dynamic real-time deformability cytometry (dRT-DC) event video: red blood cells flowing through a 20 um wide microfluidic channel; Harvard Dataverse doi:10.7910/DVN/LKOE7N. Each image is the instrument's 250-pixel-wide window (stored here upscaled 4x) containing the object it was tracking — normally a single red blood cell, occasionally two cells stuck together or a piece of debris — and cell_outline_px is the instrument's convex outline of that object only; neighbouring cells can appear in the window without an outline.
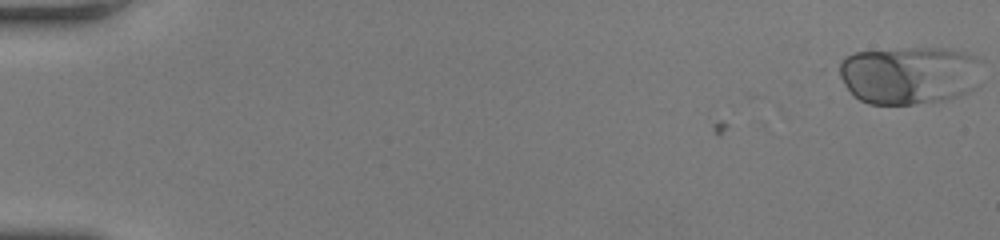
{"species": "human", "species_latin": "Homo sapiens", "temperature_condition": "room temperature", "stored_images_in_passage": 14, "camera_frame_rate_fps": 3000, "um_per_image_px": 0.085, "donor": {"sex": "female"}, "frame": {"image": 1, "passage_image": 1, "time_ms": 0.0, "image_size_px": [1000, 240], "cell_outline_px": [[984, 60], [980, 84], [968, 92], [956, 96], [940, 100], [912, 104], [868, 104], [860, 100], [844, 84], [840, 76], [840, 60], [844, 56], [856, 52], [908, 48], [948, 48], [968, 52]], "centroid_in_image_um": [77.38, 6.36], "position_along_channel_um": 7.6, "area_um2": 49.01}}